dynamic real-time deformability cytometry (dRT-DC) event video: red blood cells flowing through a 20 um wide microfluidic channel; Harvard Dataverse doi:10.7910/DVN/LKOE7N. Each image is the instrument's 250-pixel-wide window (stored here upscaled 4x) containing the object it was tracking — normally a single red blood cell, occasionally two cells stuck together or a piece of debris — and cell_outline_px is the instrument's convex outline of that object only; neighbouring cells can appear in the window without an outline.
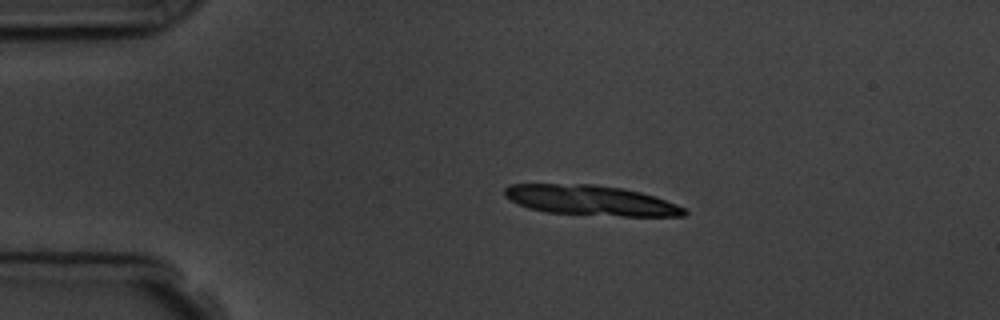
{"species": "common noctule bat (a hibernating species)", "species_latin": "Nyctalus noctula", "temperature_condition": "room temperature", "stored_images_in_passage": 4, "camera_frame_rate_fps": 3000, "um_per_image_px": 0.085, "animal": {"sex": "male", "body_mass_g": 19.5, "forearm_length_mm": 54.6}, "frame": {"image": 1, "passage_image": 3, "time_ms": 2.333, "image_size_px": [1000, 320], "cell_outline_px": [[688, 212], [684, 216], [620, 216], [548, 212], [528, 208], [516, 204], [504, 196], [504, 188], [508, 184], [592, 184], [624, 188], [656, 196], [676, 204], [684, 208]], "centroid_in_image_um": [50.2, 17.02], "position_along_channel_um": 34.8, "area_um2": 31.62}}